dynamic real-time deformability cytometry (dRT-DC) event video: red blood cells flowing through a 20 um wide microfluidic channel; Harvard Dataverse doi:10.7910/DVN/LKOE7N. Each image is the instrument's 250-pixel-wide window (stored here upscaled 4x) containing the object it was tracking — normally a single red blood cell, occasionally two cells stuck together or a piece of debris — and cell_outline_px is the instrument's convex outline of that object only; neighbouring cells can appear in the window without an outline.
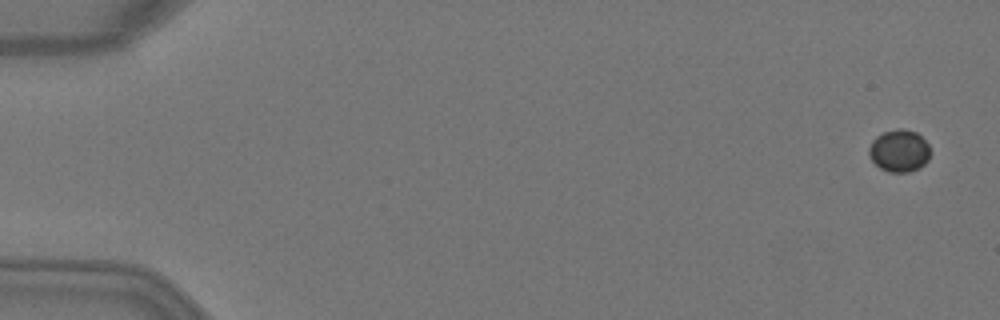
{"species": "Egyptian fruit bat (a non-hibernating species)", "species_latin": "Rousettus aegyptiacus", "temperature_condition": "warm", "stored_images_in_passage": 5, "camera_frame_rate_fps": 3000, "um_per_image_px": 0.085, "animal": {"sex": "female"}, "frame": {"image": 1, "passage_image": 1, "time_ms": 0.0, "image_size_px": [1000, 320], "cell_outline_px": [[928, 160], [920, 168], [908, 172], [888, 172], [880, 168], [872, 160], [868, 152], [868, 148], [872, 140], [876, 136], [884, 132], [896, 128], [900, 128], [916, 132], [928, 144]], "centroid_in_image_um": [76.4, 12.82], "position_along_channel_um": 8.6, "area_um2": 15.03}}